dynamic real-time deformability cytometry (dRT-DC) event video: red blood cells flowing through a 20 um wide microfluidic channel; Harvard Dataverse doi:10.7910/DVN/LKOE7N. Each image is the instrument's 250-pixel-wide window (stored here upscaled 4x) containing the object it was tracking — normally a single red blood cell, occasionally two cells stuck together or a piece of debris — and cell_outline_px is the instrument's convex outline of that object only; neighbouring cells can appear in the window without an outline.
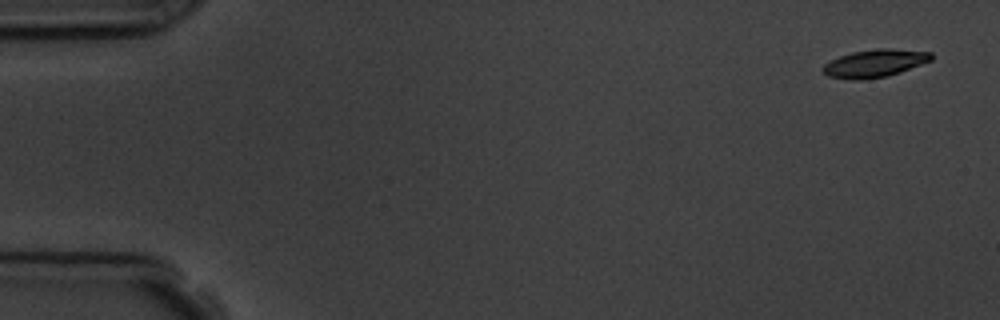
{"species": "common noctule bat (a hibernating species)", "species_latin": "Nyctalus noctula", "temperature_condition": "room temperature", "stored_images_in_passage": 6, "segment_of_instrument_passage": [1, 2], "camera_frame_rate_fps": 3000, "um_per_image_px": 0.085, "animal": {"sex": "male", "body_mass_g": 19.5, "forearm_length_mm": 54.6}, "frame": {"image": 1, "passage_image": 1, "time_ms": 0.0, "image_size_px": [1000, 320], "cell_outline_px": [[932, 60], [900, 72], [888, 76], [860, 80], [848, 80], [828, 76], [820, 68], [824, 64], [840, 56], [852, 52], [876, 48], [888, 48], [932, 52]], "centroid_in_image_um": [74.34, 5.38], "position_along_channel_um": 10.7, "area_um2": 17.57}}
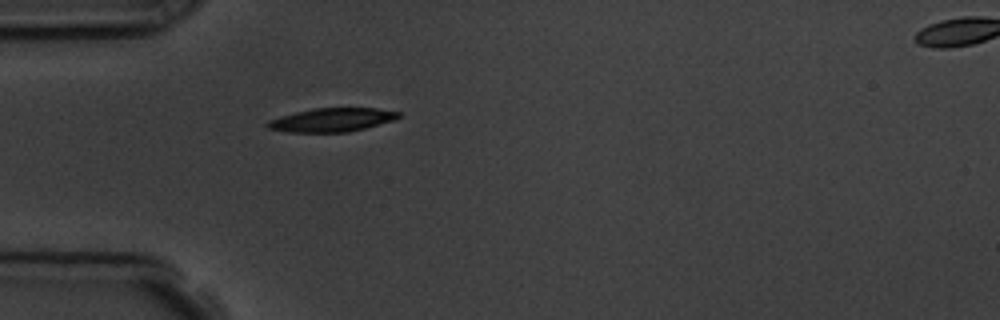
{"frame": {"image": 2, "passage_image": 5, "time_ms": 4.667, "image_size_px": [1000, 320], "cell_outline_px": [[400, 116], [392, 120], [364, 128], [348, 132], [288, 132], [268, 128], [264, 124], [268, 120], [280, 116], [312, 108], [376, 108], [400, 112]], "centroid_in_image_um": [28.16, 10.19], "position_along_channel_um": 56.8, "area_um2": 17.92}}